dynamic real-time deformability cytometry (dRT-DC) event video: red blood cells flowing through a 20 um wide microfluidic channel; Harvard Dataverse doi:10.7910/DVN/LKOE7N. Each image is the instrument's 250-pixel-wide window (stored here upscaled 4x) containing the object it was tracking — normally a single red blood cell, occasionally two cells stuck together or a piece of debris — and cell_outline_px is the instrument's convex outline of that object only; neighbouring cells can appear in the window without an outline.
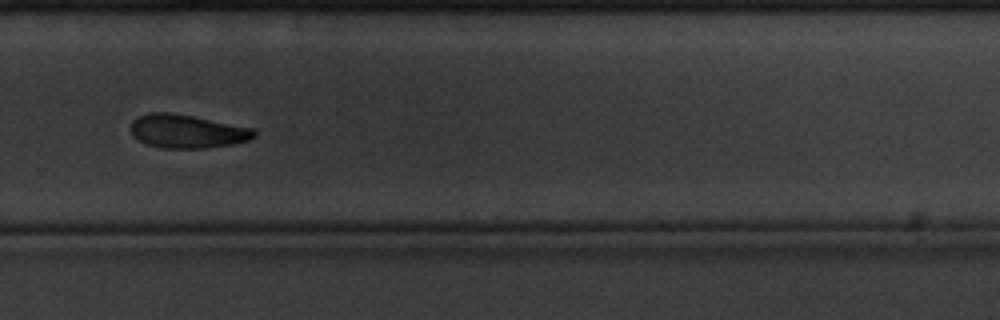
{"species": "common noctule bat (a hibernating species)", "species_latin": "Nyctalus noctula", "temperature_condition": "cold", "stored_images_in_passage": 39, "camera_frame_rate_fps": 3000, "um_per_image_px": 0.085, "animal": {"sex": "male", "body_mass_g": 20.1, "forearm_length_mm": 53.5}, "frame": {"image": 1, "passage_image": 28, "time_ms": 9.0, "image_size_px": [1000, 320], "cell_outline_px": [[256, 136], [248, 140], [232, 144], [200, 148], [164, 148], [144, 144], [132, 136], [132, 120], [140, 116], [152, 112], [168, 112], [192, 116], [256, 128]], "centroid_in_image_um": [15.91, 11.16], "position_along_channel_um": 313.9, "area_um2": 24.04}, "authors_computed_cell_mechanics": {"area_um2": 25.721, "velocity_mm_per_s": 3.3051, "shape_relaxation_time_tau1_ms": 2.7033, "shape_relaxation_time_tau2_ms": null, "deformation_change_tau1": 0.1177, "deformation_change_tau2": null}}